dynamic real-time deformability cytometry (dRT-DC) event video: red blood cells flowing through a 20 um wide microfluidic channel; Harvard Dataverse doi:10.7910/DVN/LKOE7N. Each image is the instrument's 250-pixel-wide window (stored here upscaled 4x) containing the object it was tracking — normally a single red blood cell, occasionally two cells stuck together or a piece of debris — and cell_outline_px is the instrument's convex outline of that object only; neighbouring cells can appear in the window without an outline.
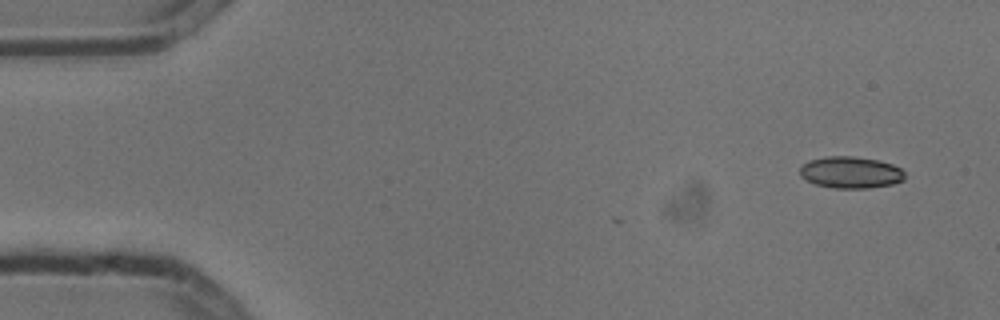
{"species": "common noctule bat (a hibernating species)", "species_latin": "Nyctalus noctula", "temperature_condition": "cold", "stored_images_in_passage": 3, "camera_frame_rate_fps": 3000, "um_per_image_px": 0.085, "animal": {"sex": "male", "body_mass_g": 13.3}, "frame": {"image": 1, "passage_image": 1, "time_ms": 0.0, "image_size_px": [1000, 320], "cell_outline_px": [[904, 180], [892, 184], [868, 188], [836, 188], [816, 184], [800, 176], [800, 168], [808, 160], [824, 156], [852, 156], [876, 160], [892, 164], [900, 168], [904, 172]], "centroid_in_image_um": [72.3, 14.65], "position_along_channel_um": 12.7, "area_um2": 19.25}}